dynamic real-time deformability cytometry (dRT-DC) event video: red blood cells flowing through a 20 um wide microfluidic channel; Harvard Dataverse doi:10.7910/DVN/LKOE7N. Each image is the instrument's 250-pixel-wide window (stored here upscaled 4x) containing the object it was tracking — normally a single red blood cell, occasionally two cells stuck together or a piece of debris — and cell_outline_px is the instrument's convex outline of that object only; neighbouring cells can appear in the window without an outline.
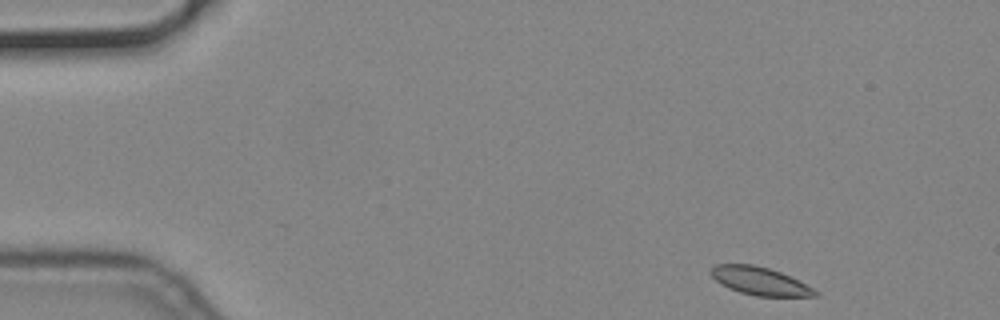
{"species": "common noctule bat (a hibernating species)", "species_latin": "Nyctalus noctula", "temperature_condition": "cold", "stored_images_in_passage": 52, "camera_frame_rate_fps": 3000, "um_per_image_px": 0.085, "animal": {"sex": "male", "body_mass_g": 19.2, "forearm_length_mm": 51.8}, "frame": {"image": 1, "passage_image": 1, "time_ms": 0.0, "image_size_px": [1000, 320], "cell_outline_px": [[820, 296], [756, 296], [740, 292], [728, 288], [720, 284], [712, 276], [712, 268], [716, 264], [752, 264], [768, 268], [780, 272], [820, 292]], "centroid_in_image_um": [64.58, 23.9], "position_along_channel_um": 20.4, "area_um2": 16.7}}
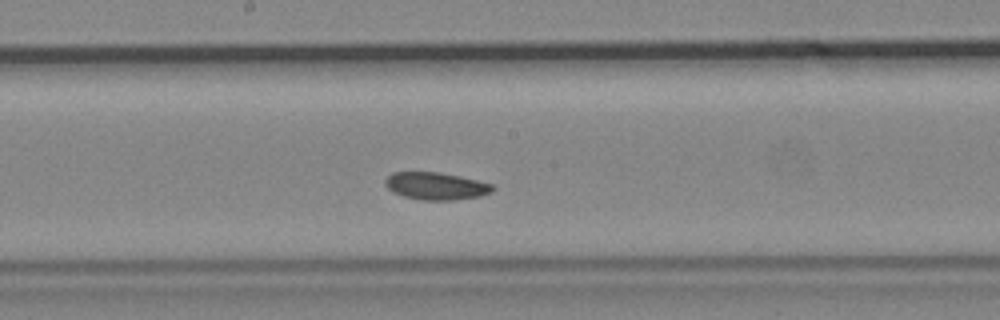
{"frame": {"image": 2, "passage_image": 25, "time_ms": 8.0, "image_size_px": [1000, 320], "cell_outline_px": [[496, 188], [492, 192], [480, 196], [456, 200], [424, 200], [404, 196], [388, 188], [384, 184], [384, 180], [392, 172], [440, 172], [460, 176], [492, 184]], "centroid_in_image_um": [37.08, 15.8], "position_along_channel_um": 211.1, "area_um2": 17.11}}
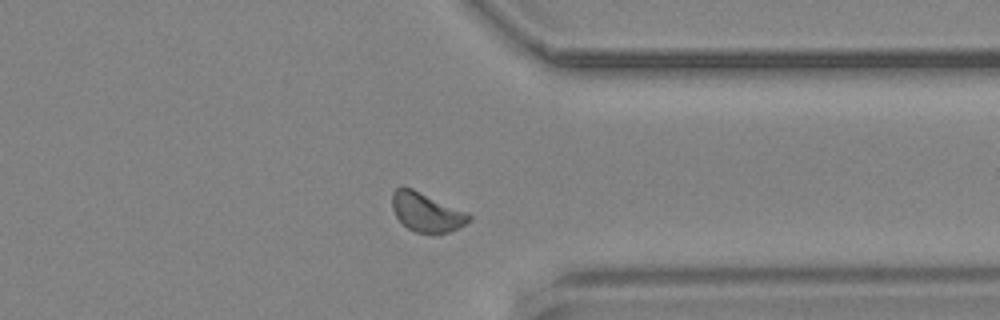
{"frame": {"image": 3, "passage_image": 39, "time_ms": 12.667, "image_size_px": [1000, 320], "cell_outline_px": [[472, 220], [448, 232], [416, 232], [408, 228], [396, 216], [392, 208], [392, 192], [400, 184], [412, 188], [468, 212], [472, 216]], "centroid_in_image_um": [36.24, 17.99], "position_along_channel_um": 375.2, "area_um2": 17.4}}